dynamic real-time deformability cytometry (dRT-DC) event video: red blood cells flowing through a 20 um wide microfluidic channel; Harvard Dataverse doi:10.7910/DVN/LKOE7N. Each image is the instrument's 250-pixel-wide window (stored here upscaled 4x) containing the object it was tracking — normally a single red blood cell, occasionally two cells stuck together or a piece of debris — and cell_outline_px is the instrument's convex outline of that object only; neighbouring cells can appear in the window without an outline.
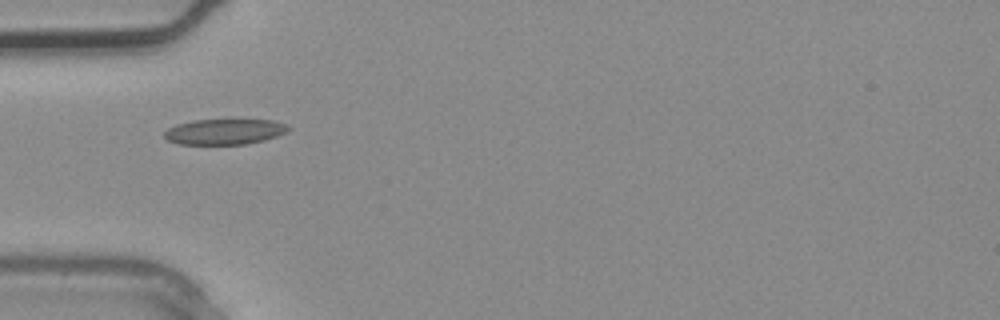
{"species": "common noctule bat (a hibernating species)", "species_latin": "Nyctalus noctula", "temperature_condition": "warm", "stored_images_in_passage": 1, "camera_frame_rate_fps": 3000, "um_per_image_px": 0.085, "animal": {"sex": "male", "body_mass_g": 20.4}, "frame": {"image": 1, "passage_image": 1, "time_ms": 0.0, "image_size_px": [1000, 320], "cell_outline_px": [[292, 128], [276, 136], [264, 140], [244, 144], [180, 144], [168, 140], [164, 136], [164, 132], [168, 128], [176, 124], [196, 120], [240, 116], [272, 120], [288, 124]], "centroid_in_image_um": [19.15, 11.13], "position_along_channel_um": 65.9, "area_um2": 19.42}}